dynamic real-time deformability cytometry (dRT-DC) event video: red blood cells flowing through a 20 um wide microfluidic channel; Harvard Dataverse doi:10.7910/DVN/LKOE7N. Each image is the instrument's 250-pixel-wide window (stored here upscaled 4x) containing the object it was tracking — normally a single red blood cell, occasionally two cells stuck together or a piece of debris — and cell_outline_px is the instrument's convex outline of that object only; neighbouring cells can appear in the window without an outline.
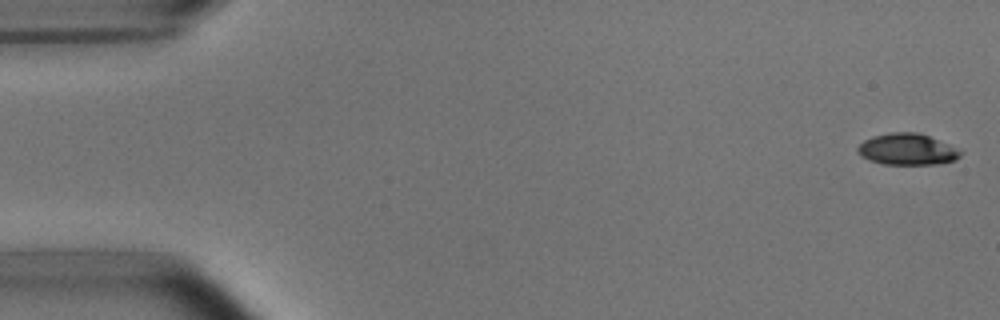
{"species": "common noctule bat (a hibernating species)", "species_latin": "Nyctalus noctula", "temperature_condition": "room temperature", "stored_images_in_passage": 9, "camera_frame_rate_fps": 3000, "um_per_image_px": 0.085, "animal": {"sex": "male", "body_mass_g": 15.6}, "frame": {"image": 1, "passage_image": 1, "time_ms": 0.0, "image_size_px": [1000, 320], "cell_outline_px": [[960, 156], [956, 160], [936, 164], [884, 164], [860, 156], [856, 148], [864, 140], [872, 136], [892, 132], [916, 132], [928, 136], [960, 152]], "centroid_in_image_um": [77.03, 12.69], "position_along_channel_um": 8.0, "area_um2": 18.26}}